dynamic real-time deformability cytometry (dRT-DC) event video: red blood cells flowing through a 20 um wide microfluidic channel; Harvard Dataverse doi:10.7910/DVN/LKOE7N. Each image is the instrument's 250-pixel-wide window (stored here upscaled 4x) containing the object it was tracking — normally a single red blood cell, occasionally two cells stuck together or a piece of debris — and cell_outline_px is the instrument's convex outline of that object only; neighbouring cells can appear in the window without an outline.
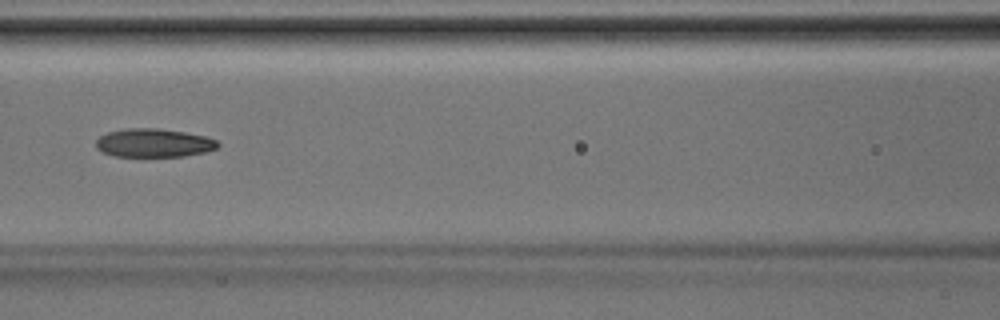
{"species": "Egyptian fruit bat (a non-hibernating species)", "species_latin": "Rousettus aegyptiacus", "temperature_condition": "room temperature", "stored_images_in_passage": 16, "camera_frame_rate_fps": 3000, "um_per_image_px": 0.085, "animal": {"sex": "male"}, "frame": {"image": 1, "passage_image": 10, "time_ms": 3.0, "image_size_px": [1000, 320], "cell_outline_px": [[220, 144], [216, 148], [204, 152], [184, 156], [112, 156], [96, 148], [96, 140], [100, 136], [108, 132], [124, 128], [156, 128], [184, 132], [204, 136], [216, 140]], "centroid_in_image_um": [13.04, 12.14], "position_along_channel_um": 153.6, "area_um2": 20.11}}
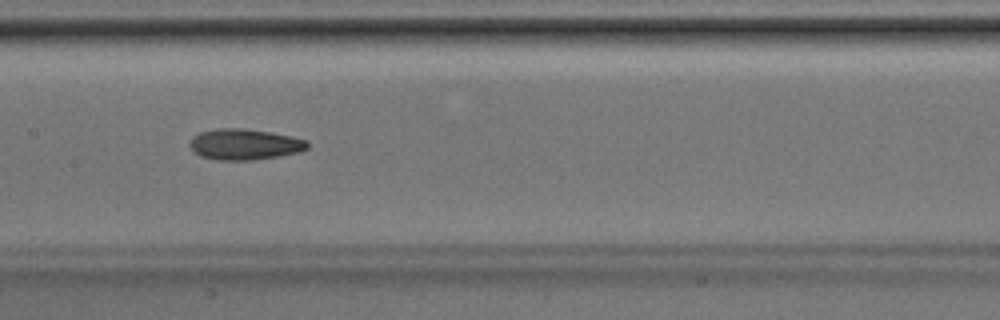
{"frame": {"image": 2, "passage_image": 12, "time_ms": 3.667, "image_size_px": [1000, 320], "cell_outline_px": [[308, 148], [300, 152], [280, 156], [252, 160], [216, 160], [200, 156], [192, 152], [188, 144], [192, 136], [200, 132], [216, 128], [244, 128], [272, 132], [292, 136], [308, 140]], "centroid_in_image_um": [20.77, 12.26], "position_along_channel_um": 186.6, "area_um2": 21.62}}